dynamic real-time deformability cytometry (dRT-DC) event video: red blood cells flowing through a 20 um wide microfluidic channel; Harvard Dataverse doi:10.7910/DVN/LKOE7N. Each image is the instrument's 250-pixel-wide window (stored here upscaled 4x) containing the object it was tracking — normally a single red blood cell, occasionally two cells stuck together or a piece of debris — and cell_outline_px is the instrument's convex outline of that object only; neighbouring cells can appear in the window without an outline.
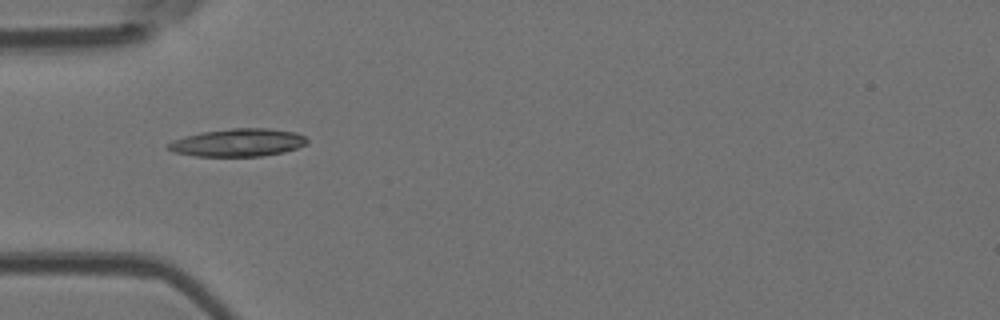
{"species": "Egyptian fruit bat (a non-hibernating species)", "species_latin": "Rousettus aegyptiacus", "temperature_condition": "room temperature", "stored_images_in_passage": 7, "camera_frame_rate_fps": 3000, "um_per_image_px": 0.085, "animal": {"sex": "female"}, "frame": {"image": 1, "passage_image": 5, "time_ms": 4.667, "image_size_px": [1000, 320], "cell_outline_px": [[308, 144], [284, 152], [264, 156], [196, 156], [172, 152], [168, 148], [168, 144], [172, 140], [184, 136], [200, 132], [232, 128], [268, 128], [296, 132], [304, 136], [308, 140]], "centroid_in_image_um": [20.24, 12.12], "position_along_channel_um": 64.8, "area_um2": 22.66}}
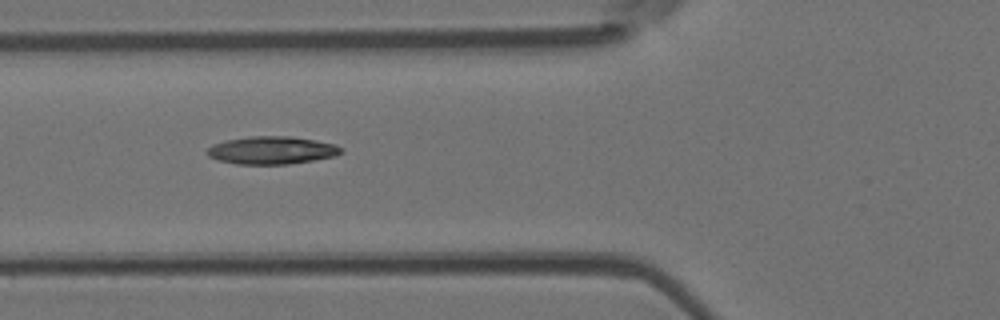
{"frame": {"image": 2, "passage_image": 6, "time_ms": 5.667, "image_size_px": [1000, 320], "cell_outline_px": [[344, 152], [336, 156], [288, 164], [236, 164], [216, 160], [208, 156], [204, 152], [212, 144], [228, 140], [248, 136], [292, 136], [316, 140], [336, 144], [344, 148]], "centroid_in_image_um": [23.11, 12.77], "position_along_channel_um": 102.7, "area_um2": 21.96}}
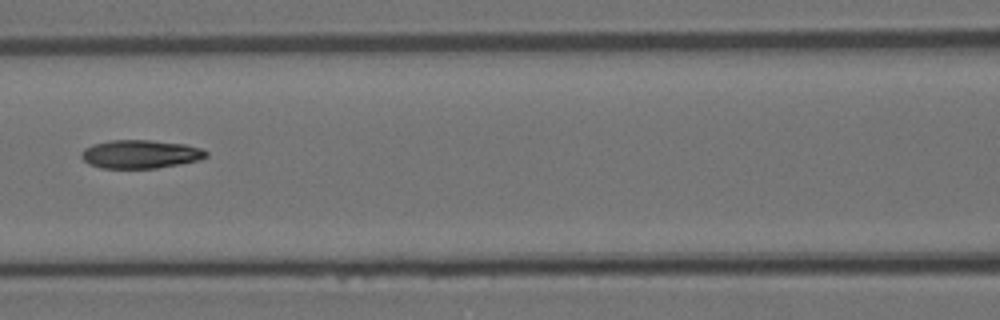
{"frame": {"image": 3, "passage_image": 7, "time_ms": 7.0, "image_size_px": [1000, 320], "cell_outline_px": [[208, 156], [200, 160], [180, 164], [156, 168], [100, 168], [88, 164], [80, 156], [80, 152], [84, 148], [92, 144], [112, 140], [148, 140], [184, 144], [204, 148], [208, 152]], "centroid_in_image_um": [11.94, 13.1], "position_along_channel_um": 154.7, "area_um2": 20.87}}